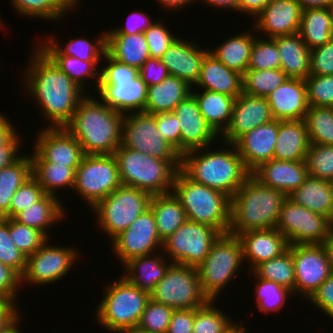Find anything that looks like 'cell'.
<instances>
[{"instance_id": "obj_1", "label": "cell", "mask_w": 333, "mask_h": 333, "mask_svg": "<svg viewBox=\"0 0 333 333\" xmlns=\"http://www.w3.org/2000/svg\"><path fill=\"white\" fill-rule=\"evenodd\" d=\"M34 48V49H33ZM24 66V87L51 128L64 127L87 94L36 45ZM51 125V126H50Z\"/></svg>"}, {"instance_id": "obj_2", "label": "cell", "mask_w": 333, "mask_h": 333, "mask_svg": "<svg viewBox=\"0 0 333 333\" xmlns=\"http://www.w3.org/2000/svg\"><path fill=\"white\" fill-rule=\"evenodd\" d=\"M86 94L63 127L81 145L85 155L114 154L121 145L124 114Z\"/></svg>"}, {"instance_id": "obj_3", "label": "cell", "mask_w": 333, "mask_h": 333, "mask_svg": "<svg viewBox=\"0 0 333 333\" xmlns=\"http://www.w3.org/2000/svg\"><path fill=\"white\" fill-rule=\"evenodd\" d=\"M222 143L225 146L219 149L212 150L209 146L184 153L180 170L194 182L232 198L251 172L245 167L235 145Z\"/></svg>"}, {"instance_id": "obj_4", "label": "cell", "mask_w": 333, "mask_h": 333, "mask_svg": "<svg viewBox=\"0 0 333 333\" xmlns=\"http://www.w3.org/2000/svg\"><path fill=\"white\" fill-rule=\"evenodd\" d=\"M286 198L280 190L264 186L250 175L231 198L228 233L237 236L245 231L275 228Z\"/></svg>"}, {"instance_id": "obj_5", "label": "cell", "mask_w": 333, "mask_h": 333, "mask_svg": "<svg viewBox=\"0 0 333 333\" xmlns=\"http://www.w3.org/2000/svg\"><path fill=\"white\" fill-rule=\"evenodd\" d=\"M102 60L106 65H100L98 99L122 114L143 112L148 86L139 76V69L112 58L107 52Z\"/></svg>"}, {"instance_id": "obj_6", "label": "cell", "mask_w": 333, "mask_h": 333, "mask_svg": "<svg viewBox=\"0 0 333 333\" xmlns=\"http://www.w3.org/2000/svg\"><path fill=\"white\" fill-rule=\"evenodd\" d=\"M113 155L122 185L138 188L152 196L172 192L181 162L158 159L122 145Z\"/></svg>"}, {"instance_id": "obj_7", "label": "cell", "mask_w": 333, "mask_h": 333, "mask_svg": "<svg viewBox=\"0 0 333 333\" xmlns=\"http://www.w3.org/2000/svg\"><path fill=\"white\" fill-rule=\"evenodd\" d=\"M181 202L187 219L228 233L231 222V198L224 193L199 184L181 170L176 174L173 190Z\"/></svg>"}, {"instance_id": "obj_8", "label": "cell", "mask_w": 333, "mask_h": 333, "mask_svg": "<svg viewBox=\"0 0 333 333\" xmlns=\"http://www.w3.org/2000/svg\"><path fill=\"white\" fill-rule=\"evenodd\" d=\"M105 296L95 308V319L110 333L136 328L149 302L150 293L132 285L124 276L108 284Z\"/></svg>"}, {"instance_id": "obj_9", "label": "cell", "mask_w": 333, "mask_h": 333, "mask_svg": "<svg viewBox=\"0 0 333 333\" xmlns=\"http://www.w3.org/2000/svg\"><path fill=\"white\" fill-rule=\"evenodd\" d=\"M244 264L242 246L237 236L221 234L213 243L209 254L198 266L200 285L209 300H218V296L234 281V276ZM239 269V270H238ZM232 280V281H231Z\"/></svg>"}, {"instance_id": "obj_10", "label": "cell", "mask_w": 333, "mask_h": 333, "mask_svg": "<svg viewBox=\"0 0 333 333\" xmlns=\"http://www.w3.org/2000/svg\"><path fill=\"white\" fill-rule=\"evenodd\" d=\"M151 198L152 195L146 191L121 185L91 209L97 226L112 240L149 209Z\"/></svg>"}, {"instance_id": "obj_11", "label": "cell", "mask_w": 333, "mask_h": 333, "mask_svg": "<svg viewBox=\"0 0 333 333\" xmlns=\"http://www.w3.org/2000/svg\"><path fill=\"white\" fill-rule=\"evenodd\" d=\"M150 298L174 310L197 309L209 301L202 291L197 268L178 263L170 264Z\"/></svg>"}, {"instance_id": "obj_12", "label": "cell", "mask_w": 333, "mask_h": 333, "mask_svg": "<svg viewBox=\"0 0 333 333\" xmlns=\"http://www.w3.org/2000/svg\"><path fill=\"white\" fill-rule=\"evenodd\" d=\"M121 185L113 154L84 155L75 171L73 190L92 208Z\"/></svg>"}, {"instance_id": "obj_13", "label": "cell", "mask_w": 333, "mask_h": 333, "mask_svg": "<svg viewBox=\"0 0 333 333\" xmlns=\"http://www.w3.org/2000/svg\"><path fill=\"white\" fill-rule=\"evenodd\" d=\"M222 233L216 228L186 220L162 242V253L172 263L198 267ZM164 249V250H163Z\"/></svg>"}, {"instance_id": "obj_14", "label": "cell", "mask_w": 333, "mask_h": 333, "mask_svg": "<svg viewBox=\"0 0 333 333\" xmlns=\"http://www.w3.org/2000/svg\"><path fill=\"white\" fill-rule=\"evenodd\" d=\"M121 145L158 159L181 162V155L158 131L156 114H124Z\"/></svg>"}, {"instance_id": "obj_15", "label": "cell", "mask_w": 333, "mask_h": 333, "mask_svg": "<svg viewBox=\"0 0 333 333\" xmlns=\"http://www.w3.org/2000/svg\"><path fill=\"white\" fill-rule=\"evenodd\" d=\"M332 226L327 217L286 198L275 228L286 237L289 245L324 244L329 241Z\"/></svg>"}, {"instance_id": "obj_16", "label": "cell", "mask_w": 333, "mask_h": 333, "mask_svg": "<svg viewBox=\"0 0 333 333\" xmlns=\"http://www.w3.org/2000/svg\"><path fill=\"white\" fill-rule=\"evenodd\" d=\"M295 271L294 296L310 295L333 273V259L328 243L292 245Z\"/></svg>"}, {"instance_id": "obj_17", "label": "cell", "mask_w": 333, "mask_h": 333, "mask_svg": "<svg viewBox=\"0 0 333 333\" xmlns=\"http://www.w3.org/2000/svg\"><path fill=\"white\" fill-rule=\"evenodd\" d=\"M48 239L35 253L26 257L21 283L46 285L55 283L71 271L80 256L75 247L52 246ZM76 261V262H75Z\"/></svg>"}, {"instance_id": "obj_18", "label": "cell", "mask_w": 333, "mask_h": 333, "mask_svg": "<svg viewBox=\"0 0 333 333\" xmlns=\"http://www.w3.org/2000/svg\"><path fill=\"white\" fill-rule=\"evenodd\" d=\"M110 241L113 254L122 266L132 258L161 251L163 242L158 235L155 217L150 208Z\"/></svg>"}, {"instance_id": "obj_19", "label": "cell", "mask_w": 333, "mask_h": 333, "mask_svg": "<svg viewBox=\"0 0 333 333\" xmlns=\"http://www.w3.org/2000/svg\"><path fill=\"white\" fill-rule=\"evenodd\" d=\"M43 127L34 139L31 160L78 167L85 155L79 142L63 127Z\"/></svg>"}, {"instance_id": "obj_20", "label": "cell", "mask_w": 333, "mask_h": 333, "mask_svg": "<svg viewBox=\"0 0 333 333\" xmlns=\"http://www.w3.org/2000/svg\"><path fill=\"white\" fill-rule=\"evenodd\" d=\"M180 126V155L214 145L220 136L201 115L195 97L190 94L173 110ZM218 138V140H216Z\"/></svg>"}, {"instance_id": "obj_21", "label": "cell", "mask_w": 333, "mask_h": 333, "mask_svg": "<svg viewBox=\"0 0 333 333\" xmlns=\"http://www.w3.org/2000/svg\"><path fill=\"white\" fill-rule=\"evenodd\" d=\"M273 119L266 98L241 93L235 99L231 121L220 135L219 140L233 144L244 133L271 122Z\"/></svg>"}, {"instance_id": "obj_22", "label": "cell", "mask_w": 333, "mask_h": 333, "mask_svg": "<svg viewBox=\"0 0 333 333\" xmlns=\"http://www.w3.org/2000/svg\"><path fill=\"white\" fill-rule=\"evenodd\" d=\"M302 11L296 0H271L254 18L253 31L266 34L265 38L297 34Z\"/></svg>"}, {"instance_id": "obj_23", "label": "cell", "mask_w": 333, "mask_h": 333, "mask_svg": "<svg viewBox=\"0 0 333 333\" xmlns=\"http://www.w3.org/2000/svg\"><path fill=\"white\" fill-rule=\"evenodd\" d=\"M278 129L279 120L273 119L271 122L244 133L233 143L250 172L261 163L273 159Z\"/></svg>"}, {"instance_id": "obj_24", "label": "cell", "mask_w": 333, "mask_h": 333, "mask_svg": "<svg viewBox=\"0 0 333 333\" xmlns=\"http://www.w3.org/2000/svg\"><path fill=\"white\" fill-rule=\"evenodd\" d=\"M195 41L178 38L159 58L167 67L170 75L176 76L193 87L200 76L201 65L209 49L201 48Z\"/></svg>"}, {"instance_id": "obj_25", "label": "cell", "mask_w": 333, "mask_h": 333, "mask_svg": "<svg viewBox=\"0 0 333 333\" xmlns=\"http://www.w3.org/2000/svg\"><path fill=\"white\" fill-rule=\"evenodd\" d=\"M237 237L242 246L244 264H251L248 265L250 271L264 261L279 257L289 248L286 237L276 228L245 231Z\"/></svg>"}, {"instance_id": "obj_26", "label": "cell", "mask_w": 333, "mask_h": 333, "mask_svg": "<svg viewBox=\"0 0 333 333\" xmlns=\"http://www.w3.org/2000/svg\"><path fill=\"white\" fill-rule=\"evenodd\" d=\"M266 99L276 120H303L309 108L305 79L288 77Z\"/></svg>"}, {"instance_id": "obj_27", "label": "cell", "mask_w": 333, "mask_h": 333, "mask_svg": "<svg viewBox=\"0 0 333 333\" xmlns=\"http://www.w3.org/2000/svg\"><path fill=\"white\" fill-rule=\"evenodd\" d=\"M251 175L264 186L278 189L288 196L304 183L309 173L305 161L271 159L261 163Z\"/></svg>"}, {"instance_id": "obj_28", "label": "cell", "mask_w": 333, "mask_h": 333, "mask_svg": "<svg viewBox=\"0 0 333 333\" xmlns=\"http://www.w3.org/2000/svg\"><path fill=\"white\" fill-rule=\"evenodd\" d=\"M193 87L237 98L243 93V75L229 69L208 51L201 65L199 79Z\"/></svg>"}, {"instance_id": "obj_29", "label": "cell", "mask_w": 333, "mask_h": 333, "mask_svg": "<svg viewBox=\"0 0 333 333\" xmlns=\"http://www.w3.org/2000/svg\"><path fill=\"white\" fill-rule=\"evenodd\" d=\"M160 252L130 259L123 265V276L140 290L151 293L172 263Z\"/></svg>"}, {"instance_id": "obj_30", "label": "cell", "mask_w": 333, "mask_h": 333, "mask_svg": "<svg viewBox=\"0 0 333 333\" xmlns=\"http://www.w3.org/2000/svg\"><path fill=\"white\" fill-rule=\"evenodd\" d=\"M310 147L305 120H279L277 143L273 159L283 161H305Z\"/></svg>"}, {"instance_id": "obj_31", "label": "cell", "mask_w": 333, "mask_h": 333, "mask_svg": "<svg viewBox=\"0 0 333 333\" xmlns=\"http://www.w3.org/2000/svg\"><path fill=\"white\" fill-rule=\"evenodd\" d=\"M192 87L184 80L169 75L162 82L148 86L143 112L157 114L173 112L191 94Z\"/></svg>"}, {"instance_id": "obj_32", "label": "cell", "mask_w": 333, "mask_h": 333, "mask_svg": "<svg viewBox=\"0 0 333 333\" xmlns=\"http://www.w3.org/2000/svg\"><path fill=\"white\" fill-rule=\"evenodd\" d=\"M55 36H47L43 40L37 41V46L45 54H63L66 56H72L80 59L81 61L87 62H100L103 59L104 54L106 53V31L100 33L95 40L89 41L85 37L73 38L66 42L64 47L61 43L59 44L58 40L54 38ZM43 41V42H41Z\"/></svg>"}, {"instance_id": "obj_33", "label": "cell", "mask_w": 333, "mask_h": 333, "mask_svg": "<svg viewBox=\"0 0 333 333\" xmlns=\"http://www.w3.org/2000/svg\"><path fill=\"white\" fill-rule=\"evenodd\" d=\"M280 54V69L290 78L306 79L310 73V49L300 35L272 38Z\"/></svg>"}, {"instance_id": "obj_34", "label": "cell", "mask_w": 333, "mask_h": 333, "mask_svg": "<svg viewBox=\"0 0 333 333\" xmlns=\"http://www.w3.org/2000/svg\"><path fill=\"white\" fill-rule=\"evenodd\" d=\"M59 197L45 194L39 201L19 212L14 219L29 227L41 231L48 239L51 226L65 218L66 209ZM57 222V223H56Z\"/></svg>"}, {"instance_id": "obj_35", "label": "cell", "mask_w": 333, "mask_h": 333, "mask_svg": "<svg viewBox=\"0 0 333 333\" xmlns=\"http://www.w3.org/2000/svg\"><path fill=\"white\" fill-rule=\"evenodd\" d=\"M200 91L192 87L191 94L198 103L201 115L220 136L231 121L236 98L204 89Z\"/></svg>"}, {"instance_id": "obj_36", "label": "cell", "mask_w": 333, "mask_h": 333, "mask_svg": "<svg viewBox=\"0 0 333 333\" xmlns=\"http://www.w3.org/2000/svg\"><path fill=\"white\" fill-rule=\"evenodd\" d=\"M287 198L296 205L327 217L332 222V197L329 180L308 176Z\"/></svg>"}, {"instance_id": "obj_37", "label": "cell", "mask_w": 333, "mask_h": 333, "mask_svg": "<svg viewBox=\"0 0 333 333\" xmlns=\"http://www.w3.org/2000/svg\"><path fill=\"white\" fill-rule=\"evenodd\" d=\"M106 52L114 59L140 68L150 58L144 33L106 34Z\"/></svg>"}, {"instance_id": "obj_38", "label": "cell", "mask_w": 333, "mask_h": 333, "mask_svg": "<svg viewBox=\"0 0 333 333\" xmlns=\"http://www.w3.org/2000/svg\"><path fill=\"white\" fill-rule=\"evenodd\" d=\"M149 208L155 217L157 232L162 241L187 220L186 212L173 192L153 195Z\"/></svg>"}, {"instance_id": "obj_39", "label": "cell", "mask_w": 333, "mask_h": 333, "mask_svg": "<svg viewBox=\"0 0 333 333\" xmlns=\"http://www.w3.org/2000/svg\"><path fill=\"white\" fill-rule=\"evenodd\" d=\"M298 34L310 50L329 42L333 38V8L303 10Z\"/></svg>"}, {"instance_id": "obj_40", "label": "cell", "mask_w": 333, "mask_h": 333, "mask_svg": "<svg viewBox=\"0 0 333 333\" xmlns=\"http://www.w3.org/2000/svg\"><path fill=\"white\" fill-rule=\"evenodd\" d=\"M250 31L252 30L230 36L216 48L209 49V52L229 69L244 75L249 65L254 40L257 37L255 32L250 33Z\"/></svg>"}, {"instance_id": "obj_41", "label": "cell", "mask_w": 333, "mask_h": 333, "mask_svg": "<svg viewBox=\"0 0 333 333\" xmlns=\"http://www.w3.org/2000/svg\"><path fill=\"white\" fill-rule=\"evenodd\" d=\"M31 176L32 160L30 154L26 153L0 170V218H10L12 197Z\"/></svg>"}, {"instance_id": "obj_42", "label": "cell", "mask_w": 333, "mask_h": 333, "mask_svg": "<svg viewBox=\"0 0 333 333\" xmlns=\"http://www.w3.org/2000/svg\"><path fill=\"white\" fill-rule=\"evenodd\" d=\"M77 167L57 165L48 161H32V176L38 181L46 194L59 197L57 189L73 190Z\"/></svg>"}, {"instance_id": "obj_43", "label": "cell", "mask_w": 333, "mask_h": 333, "mask_svg": "<svg viewBox=\"0 0 333 333\" xmlns=\"http://www.w3.org/2000/svg\"><path fill=\"white\" fill-rule=\"evenodd\" d=\"M54 64L64 72L77 86H79L85 93L88 92L86 86L88 82L96 85V91L100 84V63L87 62L72 56L63 54H46ZM88 78L90 81H88ZM94 78V79H92ZM92 79V80H91Z\"/></svg>"}, {"instance_id": "obj_44", "label": "cell", "mask_w": 333, "mask_h": 333, "mask_svg": "<svg viewBox=\"0 0 333 333\" xmlns=\"http://www.w3.org/2000/svg\"><path fill=\"white\" fill-rule=\"evenodd\" d=\"M259 278L287 287L294 294L295 271L292 245L279 257L264 261L252 270Z\"/></svg>"}, {"instance_id": "obj_45", "label": "cell", "mask_w": 333, "mask_h": 333, "mask_svg": "<svg viewBox=\"0 0 333 333\" xmlns=\"http://www.w3.org/2000/svg\"><path fill=\"white\" fill-rule=\"evenodd\" d=\"M252 278H255V300L256 308L263 313H273L279 312L283 306H285L286 301L289 299V295L292 296L293 291L288 289L281 284L275 283L273 281L265 280L259 278L253 271H251Z\"/></svg>"}, {"instance_id": "obj_46", "label": "cell", "mask_w": 333, "mask_h": 333, "mask_svg": "<svg viewBox=\"0 0 333 333\" xmlns=\"http://www.w3.org/2000/svg\"><path fill=\"white\" fill-rule=\"evenodd\" d=\"M287 78L288 76L281 69H247L243 75V93L266 98Z\"/></svg>"}, {"instance_id": "obj_47", "label": "cell", "mask_w": 333, "mask_h": 333, "mask_svg": "<svg viewBox=\"0 0 333 333\" xmlns=\"http://www.w3.org/2000/svg\"><path fill=\"white\" fill-rule=\"evenodd\" d=\"M304 120L310 144L333 145V107L309 106Z\"/></svg>"}, {"instance_id": "obj_48", "label": "cell", "mask_w": 333, "mask_h": 333, "mask_svg": "<svg viewBox=\"0 0 333 333\" xmlns=\"http://www.w3.org/2000/svg\"><path fill=\"white\" fill-rule=\"evenodd\" d=\"M18 16L58 21L65 18L70 9L61 0H10Z\"/></svg>"}, {"instance_id": "obj_49", "label": "cell", "mask_w": 333, "mask_h": 333, "mask_svg": "<svg viewBox=\"0 0 333 333\" xmlns=\"http://www.w3.org/2000/svg\"><path fill=\"white\" fill-rule=\"evenodd\" d=\"M214 304L215 300H209L204 306L194 309L192 333H224L234 324L230 316Z\"/></svg>"}, {"instance_id": "obj_50", "label": "cell", "mask_w": 333, "mask_h": 333, "mask_svg": "<svg viewBox=\"0 0 333 333\" xmlns=\"http://www.w3.org/2000/svg\"><path fill=\"white\" fill-rule=\"evenodd\" d=\"M281 59L278 47L272 38L256 37L251 49L247 69H280Z\"/></svg>"}, {"instance_id": "obj_51", "label": "cell", "mask_w": 333, "mask_h": 333, "mask_svg": "<svg viewBox=\"0 0 333 333\" xmlns=\"http://www.w3.org/2000/svg\"><path fill=\"white\" fill-rule=\"evenodd\" d=\"M305 162L310 176L333 179V145L310 144Z\"/></svg>"}, {"instance_id": "obj_52", "label": "cell", "mask_w": 333, "mask_h": 333, "mask_svg": "<svg viewBox=\"0 0 333 333\" xmlns=\"http://www.w3.org/2000/svg\"><path fill=\"white\" fill-rule=\"evenodd\" d=\"M10 237L17 248L26 256L35 253L48 238L39 230L10 218Z\"/></svg>"}, {"instance_id": "obj_53", "label": "cell", "mask_w": 333, "mask_h": 333, "mask_svg": "<svg viewBox=\"0 0 333 333\" xmlns=\"http://www.w3.org/2000/svg\"><path fill=\"white\" fill-rule=\"evenodd\" d=\"M174 309L152 299L146 305L137 328L149 333H166Z\"/></svg>"}, {"instance_id": "obj_54", "label": "cell", "mask_w": 333, "mask_h": 333, "mask_svg": "<svg viewBox=\"0 0 333 333\" xmlns=\"http://www.w3.org/2000/svg\"><path fill=\"white\" fill-rule=\"evenodd\" d=\"M0 262L8 265L20 276L26 267V256L10 237V218H0Z\"/></svg>"}, {"instance_id": "obj_55", "label": "cell", "mask_w": 333, "mask_h": 333, "mask_svg": "<svg viewBox=\"0 0 333 333\" xmlns=\"http://www.w3.org/2000/svg\"><path fill=\"white\" fill-rule=\"evenodd\" d=\"M305 82L309 106L333 107V75H309Z\"/></svg>"}, {"instance_id": "obj_56", "label": "cell", "mask_w": 333, "mask_h": 333, "mask_svg": "<svg viewBox=\"0 0 333 333\" xmlns=\"http://www.w3.org/2000/svg\"><path fill=\"white\" fill-rule=\"evenodd\" d=\"M156 21L143 32L148 44L150 58H160L178 38L171 33L161 19Z\"/></svg>"}, {"instance_id": "obj_57", "label": "cell", "mask_w": 333, "mask_h": 333, "mask_svg": "<svg viewBox=\"0 0 333 333\" xmlns=\"http://www.w3.org/2000/svg\"><path fill=\"white\" fill-rule=\"evenodd\" d=\"M45 194L44 189L39 185L38 181L31 176L12 197L10 218H14L19 212L39 201Z\"/></svg>"}, {"instance_id": "obj_58", "label": "cell", "mask_w": 333, "mask_h": 333, "mask_svg": "<svg viewBox=\"0 0 333 333\" xmlns=\"http://www.w3.org/2000/svg\"><path fill=\"white\" fill-rule=\"evenodd\" d=\"M309 75H333V38L310 50Z\"/></svg>"}, {"instance_id": "obj_59", "label": "cell", "mask_w": 333, "mask_h": 333, "mask_svg": "<svg viewBox=\"0 0 333 333\" xmlns=\"http://www.w3.org/2000/svg\"><path fill=\"white\" fill-rule=\"evenodd\" d=\"M156 123L164 140L180 154V126L176 115L173 112L157 113Z\"/></svg>"}, {"instance_id": "obj_60", "label": "cell", "mask_w": 333, "mask_h": 333, "mask_svg": "<svg viewBox=\"0 0 333 333\" xmlns=\"http://www.w3.org/2000/svg\"><path fill=\"white\" fill-rule=\"evenodd\" d=\"M307 300L333 321V273Z\"/></svg>"}, {"instance_id": "obj_61", "label": "cell", "mask_w": 333, "mask_h": 333, "mask_svg": "<svg viewBox=\"0 0 333 333\" xmlns=\"http://www.w3.org/2000/svg\"><path fill=\"white\" fill-rule=\"evenodd\" d=\"M21 285V276L0 262V298L16 301Z\"/></svg>"}, {"instance_id": "obj_62", "label": "cell", "mask_w": 333, "mask_h": 333, "mask_svg": "<svg viewBox=\"0 0 333 333\" xmlns=\"http://www.w3.org/2000/svg\"><path fill=\"white\" fill-rule=\"evenodd\" d=\"M155 21L150 19V15L143 13L142 11H134L129 14L126 24L118 28H113L111 30L106 29V34H128L133 35L136 33H143L148 27H150Z\"/></svg>"}, {"instance_id": "obj_63", "label": "cell", "mask_w": 333, "mask_h": 333, "mask_svg": "<svg viewBox=\"0 0 333 333\" xmlns=\"http://www.w3.org/2000/svg\"><path fill=\"white\" fill-rule=\"evenodd\" d=\"M170 74L159 58H148L139 68V76L147 86L162 82Z\"/></svg>"}, {"instance_id": "obj_64", "label": "cell", "mask_w": 333, "mask_h": 333, "mask_svg": "<svg viewBox=\"0 0 333 333\" xmlns=\"http://www.w3.org/2000/svg\"><path fill=\"white\" fill-rule=\"evenodd\" d=\"M194 309L174 310L166 333H192Z\"/></svg>"}, {"instance_id": "obj_65", "label": "cell", "mask_w": 333, "mask_h": 333, "mask_svg": "<svg viewBox=\"0 0 333 333\" xmlns=\"http://www.w3.org/2000/svg\"><path fill=\"white\" fill-rule=\"evenodd\" d=\"M15 126L9 117L0 112V146L21 144L22 137H19L20 134L17 133Z\"/></svg>"}, {"instance_id": "obj_66", "label": "cell", "mask_w": 333, "mask_h": 333, "mask_svg": "<svg viewBox=\"0 0 333 333\" xmlns=\"http://www.w3.org/2000/svg\"><path fill=\"white\" fill-rule=\"evenodd\" d=\"M18 309L16 301L0 298V331L20 314Z\"/></svg>"}, {"instance_id": "obj_67", "label": "cell", "mask_w": 333, "mask_h": 333, "mask_svg": "<svg viewBox=\"0 0 333 333\" xmlns=\"http://www.w3.org/2000/svg\"><path fill=\"white\" fill-rule=\"evenodd\" d=\"M20 145H3L0 146V170L10 166L17 161L22 155L20 153Z\"/></svg>"}, {"instance_id": "obj_68", "label": "cell", "mask_w": 333, "mask_h": 333, "mask_svg": "<svg viewBox=\"0 0 333 333\" xmlns=\"http://www.w3.org/2000/svg\"><path fill=\"white\" fill-rule=\"evenodd\" d=\"M271 0H239V12L253 17V19L266 7Z\"/></svg>"}, {"instance_id": "obj_69", "label": "cell", "mask_w": 333, "mask_h": 333, "mask_svg": "<svg viewBox=\"0 0 333 333\" xmlns=\"http://www.w3.org/2000/svg\"><path fill=\"white\" fill-rule=\"evenodd\" d=\"M200 2L202 1V3H206L207 5H209L211 8L215 7L217 9H228L231 11H237L239 13V0H197V2ZM230 8V9H229Z\"/></svg>"}, {"instance_id": "obj_70", "label": "cell", "mask_w": 333, "mask_h": 333, "mask_svg": "<svg viewBox=\"0 0 333 333\" xmlns=\"http://www.w3.org/2000/svg\"><path fill=\"white\" fill-rule=\"evenodd\" d=\"M195 1L197 0H158V3L165 10L180 11L182 8L185 9V7L191 6V3L193 5Z\"/></svg>"}, {"instance_id": "obj_71", "label": "cell", "mask_w": 333, "mask_h": 333, "mask_svg": "<svg viewBox=\"0 0 333 333\" xmlns=\"http://www.w3.org/2000/svg\"><path fill=\"white\" fill-rule=\"evenodd\" d=\"M302 10L314 8H333V0H296Z\"/></svg>"}, {"instance_id": "obj_72", "label": "cell", "mask_w": 333, "mask_h": 333, "mask_svg": "<svg viewBox=\"0 0 333 333\" xmlns=\"http://www.w3.org/2000/svg\"><path fill=\"white\" fill-rule=\"evenodd\" d=\"M20 315L21 313L8 326L2 329L0 333H22L19 327L22 321V315Z\"/></svg>"}, {"instance_id": "obj_73", "label": "cell", "mask_w": 333, "mask_h": 333, "mask_svg": "<svg viewBox=\"0 0 333 333\" xmlns=\"http://www.w3.org/2000/svg\"><path fill=\"white\" fill-rule=\"evenodd\" d=\"M243 323H237L233 324L228 330H226L224 333H247L245 326H243Z\"/></svg>"}, {"instance_id": "obj_74", "label": "cell", "mask_w": 333, "mask_h": 333, "mask_svg": "<svg viewBox=\"0 0 333 333\" xmlns=\"http://www.w3.org/2000/svg\"><path fill=\"white\" fill-rule=\"evenodd\" d=\"M70 10H74L79 0H61Z\"/></svg>"}, {"instance_id": "obj_75", "label": "cell", "mask_w": 333, "mask_h": 333, "mask_svg": "<svg viewBox=\"0 0 333 333\" xmlns=\"http://www.w3.org/2000/svg\"><path fill=\"white\" fill-rule=\"evenodd\" d=\"M328 246L330 247V251H331V255H332V259H333V226H332V230H331V235L328 241Z\"/></svg>"}, {"instance_id": "obj_76", "label": "cell", "mask_w": 333, "mask_h": 333, "mask_svg": "<svg viewBox=\"0 0 333 333\" xmlns=\"http://www.w3.org/2000/svg\"><path fill=\"white\" fill-rule=\"evenodd\" d=\"M122 333H149V332L140 330L139 328L136 327V328H133V329H130V330H126Z\"/></svg>"}, {"instance_id": "obj_77", "label": "cell", "mask_w": 333, "mask_h": 333, "mask_svg": "<svg viewBox=\"0 0 333 333\" xmlns=\"http://www.w3.org/2000/svg\"><path fill=\"white\" fill-rule=\"evenodd\" d=\"M330 190H331V197H332V223H333V179L329 181Z\"/></svg>"}, {"instance_id": "obj_78", "label": "cell", "mask_w": 333, "mask_h": 333, "mask_svg": "<svg viewBox=\"0 0 333 333\" xmlns=\"http://www.w3.org/2000/svg\"><path fill=\"white\" fill-rule=\"evenodd\" d=\"M3 25H4V24H2V20H1V18H0V28H1V29H2V27L5 28Z\"/></svg>"}]
</instances>
